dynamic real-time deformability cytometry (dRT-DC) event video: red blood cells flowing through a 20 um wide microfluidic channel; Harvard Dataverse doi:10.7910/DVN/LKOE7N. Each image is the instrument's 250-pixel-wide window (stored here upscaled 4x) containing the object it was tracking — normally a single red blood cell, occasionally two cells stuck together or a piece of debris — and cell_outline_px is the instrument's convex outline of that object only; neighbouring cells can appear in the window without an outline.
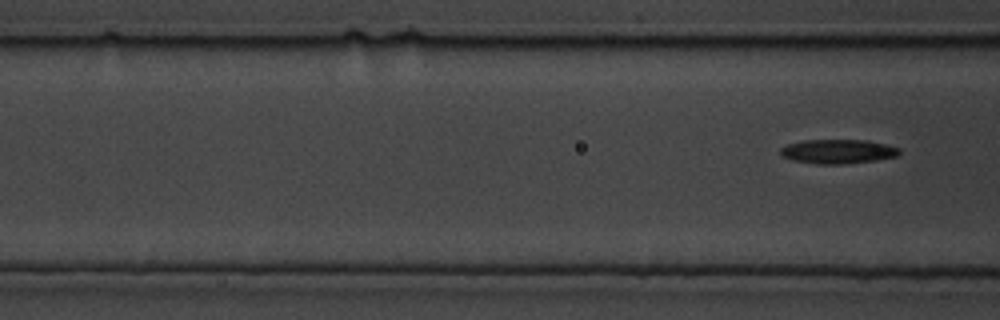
{"species": "common noctule bat (a hibernating species)", "species_latin": "Nyctalus noctula", "temperature_condition": "cold", "stored_images_in_passage": 10, "camera_frame_rate_fps": 3000, "um_per_image_px": 0.085, "animal": {"sex": "male", "body_mass_g": 19.5, "forearm_length_mm": 54.6}, "frame": {"image": 1, "passage_image": 10, "time_ms": 3.0, "image_size_px": [1000, 320], "cell_outline_px": [[900, 152], [896, 156], [876, 160], [844, 164], [816, 164], [792, 160], [780, 156], [780, 148], [788, 144], [804, 140], [868, 140], [900, 148]], "centroid_in_image_um": [71.19, 12.88], "position_along_channel_um": 95.4, "area_um2": 16.82}}